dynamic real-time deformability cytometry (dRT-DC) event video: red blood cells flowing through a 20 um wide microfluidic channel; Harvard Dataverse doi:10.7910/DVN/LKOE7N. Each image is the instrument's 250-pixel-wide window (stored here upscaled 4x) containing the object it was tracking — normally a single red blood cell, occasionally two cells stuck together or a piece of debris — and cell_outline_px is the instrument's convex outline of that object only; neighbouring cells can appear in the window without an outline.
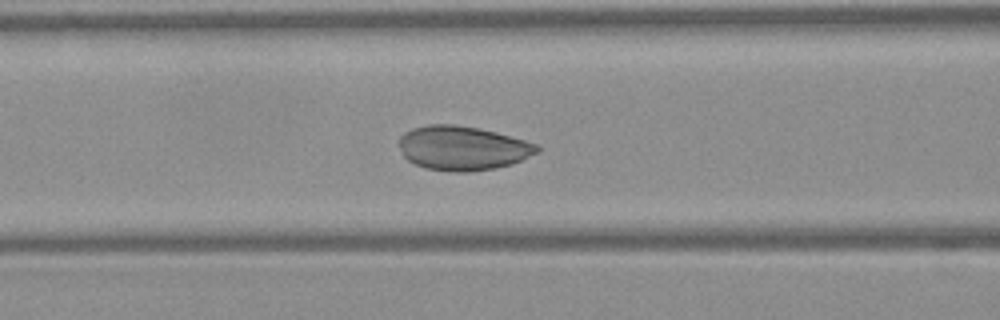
{"species": "Egyptian fruit bat (a non-hibernating species)", "species_latin": "Rousettus aegyptiacus", "temperature_condition": "warm", "stored_images_in_passage": 44, "camera_frame_rate_fps": 3000, "um_per_image_px": 0.085, "frame": {"image": 1, "passage_image": 15, "time_ms": 4.667, "image_size_px": [1000, 320], "cell_outline_px": [[540, 152], [512, 164], [496, 168], [468, 172], [456, 172], [424, 168], [408, 160], [404, 156], [396, 140], [404, 132], [412, 128], [428, 124], [456, 124], [480, 128], [496, 132], [524, 140], [536, 144], [540, 148]], "centroid_in_image_um": [39.3, 12.58], "position_along_channel_um": 127.3, "area_um2": 35.89}}
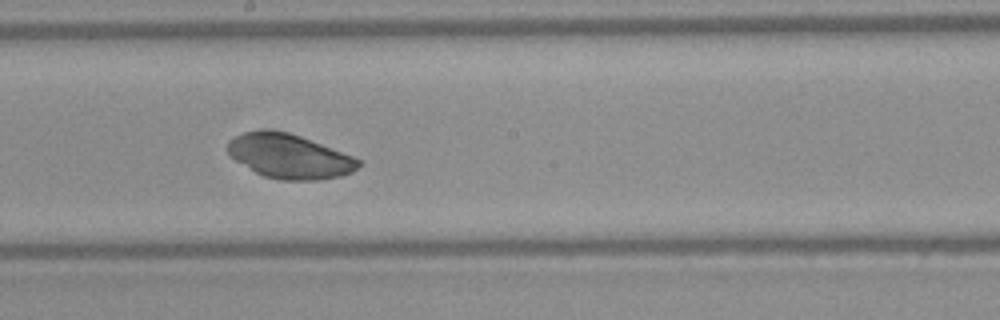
{"frame": {"image": 2, "passage_image": 22, "time_ms": 7.0, "image_size_px": [1000, 320], "cell_outline_px": [[360, 164], [352, 172], [340, 176], [320, 180], [284, 180], [264, 176], [256, 172], [228, 156], [224, 148], [228, 140], [232, 136], [244, 132], [288, 132], [300, 136], [352, 156], [360, 160]], "centroid_in_image_um": [24.54, 13.3], "position_along_channel_um": 223.7, "area_um2": 33.35}}
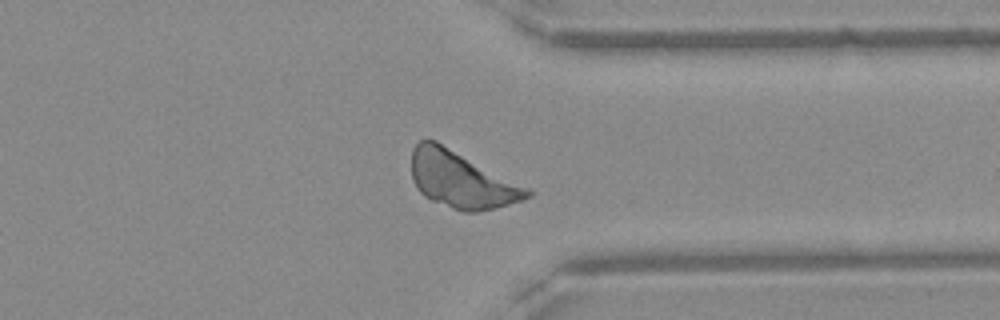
{"frame": {"image": 3, "passage_image": 33, "time_ms": 10.667, "image_size_px": [1000, 320], "cell_outline_px": [[532, 196], [524, 200], [476, 212], [464, 212], [452, 208], [432, 200], [424, 196], [416, 188], [412, 180], [412, 148], [420, 140], [436, 140], [532, 188]], "centroid_in_image_um": [39.26, 15.26], "position_along_channel_um": 372.1, "area_um2": 38.55}}